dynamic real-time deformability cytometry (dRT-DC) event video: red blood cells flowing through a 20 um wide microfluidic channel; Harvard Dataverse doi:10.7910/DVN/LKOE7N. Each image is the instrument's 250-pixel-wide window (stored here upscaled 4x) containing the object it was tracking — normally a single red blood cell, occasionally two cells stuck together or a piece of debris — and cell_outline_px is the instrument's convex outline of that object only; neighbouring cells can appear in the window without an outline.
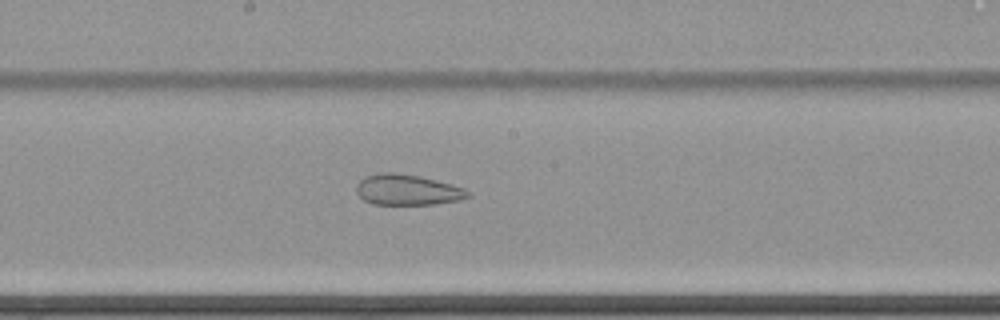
{"species": "common noctule bat (a hibernating species)", "species_latin": "Nyctalus noctula", "temperature_condition": "cold", "stored_images_in_passage": 50, "camera_frame_rate_fps": 3000, "um_per_image_px": 0.085, "animal": {"sex": "female", "body_mass_g": 22.7, "forearm_length_mm": 54.2}, "frame": {"image": 1, "passage_image": 24, "time_ms": 7.667, "image_size_px": [1000, 320], "cell_outline_px": [[472, 196], [460, 200], [432, 204], [372, 204], [364, 200], [356, 192], [356, 184], [364, 176], [380, 172], [392, 172], [420, 176], [452, 184], [464, 188], [472, 192]], "centroid_in_image_um": [34.64, 16.13], "position_along_channel_um": 213.6, "area_um2": 20.11}}
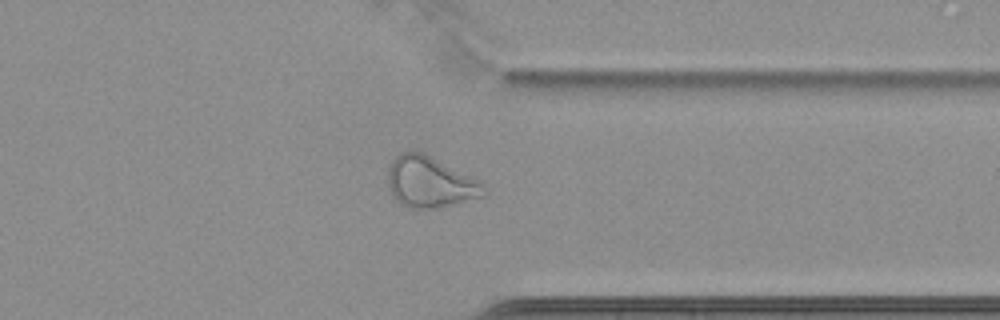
{"frame": {"image": 2, "passage_image": 38, "time_ms": 12.333, "image_size_px": [1000, 320], "cell_outline_px": [[488, 196], [436, 208], [408, 208], [400, 204], [392, 196], [388, 184], [388, 168], [392, 160], [400, 152], [424, 152], [480, 180], [488, 188]], "centroid_in_image_um": [36.6, 15.49], "position_along_channel_um": 374.8, "area_um2": 29.02}}
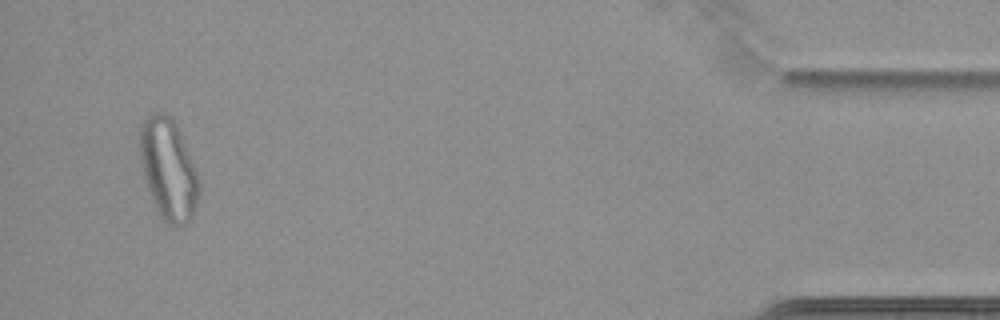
{"frame": {"image": 3, "passage_image": 48, "time_ms": 15.667, "image_size_px": [1000, 320], "cell_outline_px": [[200, 192], [192, 216], [184, 224], [176, 228], [168, 224], [164, 220], [156, 208], [152, 200], [144, 176], [140, 160], [140, 124], [152, 112], [164, 112], [172, 116], [176, 124], [200, 180]], "centroid_in_image_um": [14.31, 14.38], "position_along_channel_um": 420.9, "area_um2": 34.68}, "authors_computed_cell_mechanics": {"area_um2": 27.9463, "velocity_mm_per_s": 3.4731, "shape_relaxation_time_tau1_ms": null, "shape_relaxation_time_tau2_ms": 1.7995, "deformation_change_tau1": null, "deformation_change_tau2": 0.0927}}